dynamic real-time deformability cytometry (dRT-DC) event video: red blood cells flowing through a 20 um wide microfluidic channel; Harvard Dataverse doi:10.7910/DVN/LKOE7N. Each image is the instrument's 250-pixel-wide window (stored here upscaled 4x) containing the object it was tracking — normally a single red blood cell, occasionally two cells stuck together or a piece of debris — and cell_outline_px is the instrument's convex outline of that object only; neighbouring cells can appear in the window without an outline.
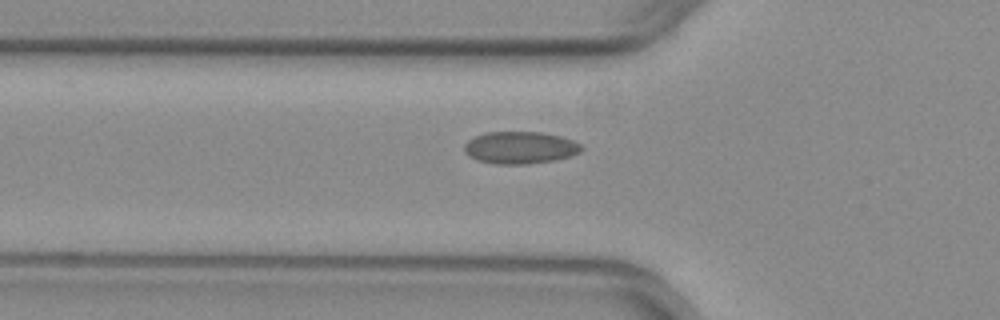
{"species": "common noctule bat (a hibernating species)", "species_latin": "Nyctalus noctula", "temperature_condition": "warm", "stored_images_in_passage": 39, "camera_frame_rate_fps": 3000, "um_per_image_px": 0.085, "animal": {"sex": "female", "body_mass_g": 29.2, "forearm_length_mm": 56.3}, "frame": {"image": 1, "passage_image": 9, "time_ms": 2.667, "image_size_px": [1000, 320], "cell_outline_px": [[584, 148], [580, 152], [556, 160], [528, 164], [496, 164], [480, 160], [472, 156], [464, 148], [464, 144], [468, 140], [484, 132], [540, 132], [560, 136], [572, 140], [580, 144]], "centroid_in_image_um": [44.24, 12.54], "position_along_channel_um": 81.6, "area_um2": 21.73}}
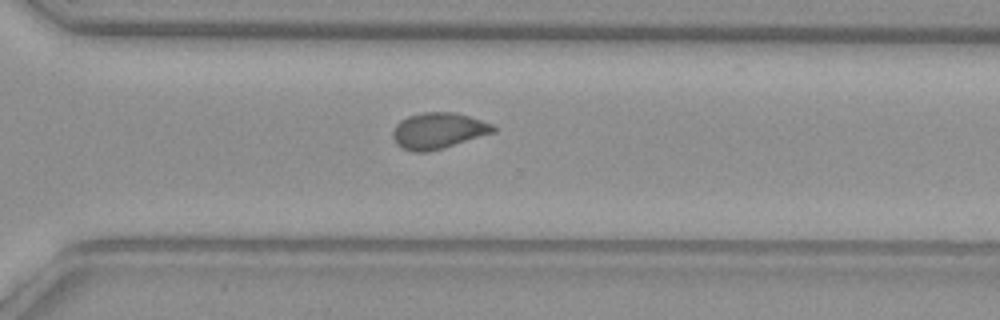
{"frame": {"image": 2, "passage_image": 28, "time_ms": 9.0, "image_size_px": [1000, 320], "cell_outline_px": [[496, 132], [428, 152], [412, 152], [396, 144], [392, 136], [392, 132], [396, 124], [400, 120], [408, 116], [424, 112], [456, 112], [496, 124]], "centroid_in_image_um": [37.27, 11.1], "position_along_channel_um": 333.3, "area_um2": 21.27}}
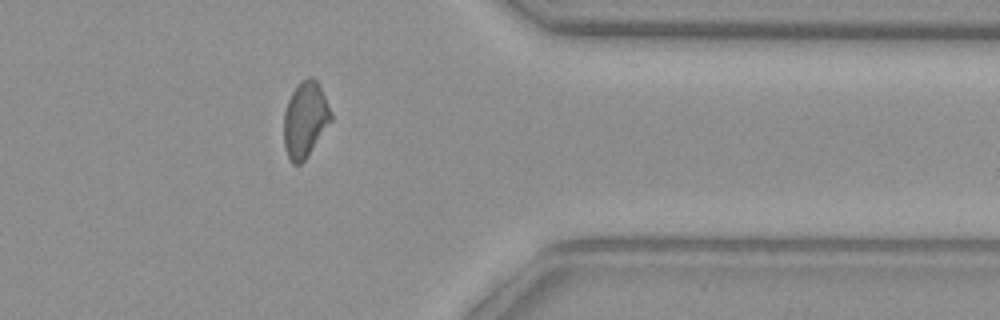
{"frame": {"image": 3, "passage_image": 33, "time_ms": 10.667, "image_size_px": [1000, 320], "cell_outline_px": [[332, 120], [304, 160], [300, 164], [292, 164], [284, 148], [284, 112], [288, 100], [296, 84], [300, 80], [308, 76], [312, 76], [316, 80], [324, 96], [332, 116]], "centroid_in_image_um": [25.91, 10.14], "position_along_channel_um": 385.5, "area_um2": 20.58}, "authors_computed_cell_mechanics": {"area_um2": 20.5768, "velocity_mm_per_s": 3.9731, "shape_relaxation_time_tau1_ms": null, "shape_relaxation_time_tau2_ms": 1.1286, "deformation_change_tau1": null, "deformation_change_tau2": 0.0496}}